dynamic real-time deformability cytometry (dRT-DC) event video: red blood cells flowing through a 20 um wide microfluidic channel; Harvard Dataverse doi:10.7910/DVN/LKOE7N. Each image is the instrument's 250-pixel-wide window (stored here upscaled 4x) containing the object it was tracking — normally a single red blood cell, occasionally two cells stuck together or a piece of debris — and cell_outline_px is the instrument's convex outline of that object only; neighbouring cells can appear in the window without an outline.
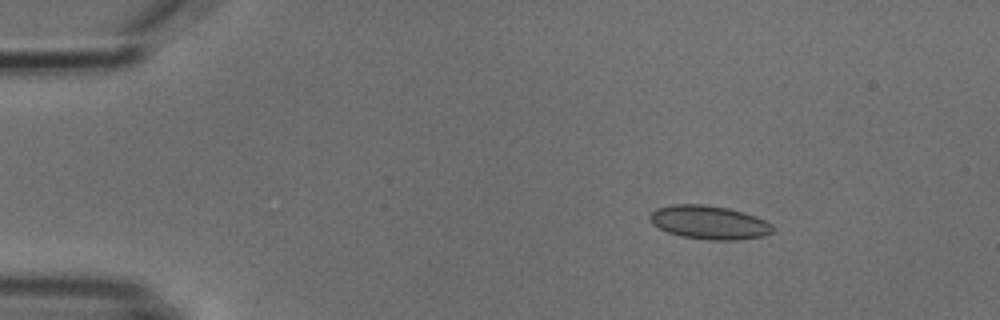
{"species": "common noctule bat (a hibernating species)", "species_latin": "Nyctalus noctula", "temperature_condition": "cold", "stored_images_in_passage": 5, "camera_frame_rate_fps": 3000, "um_per_image_px": 0.085, "animal": {"sex": "male", "body_mass_g": 18.8}, "frame": {"image": 1, "passage_image": 3, "time_ms": 2.333, "image_size_px": [1000, 320], "cell_outline_px": [[772, 232], [768, 236], [736, 240], [708, 240], [680, 236], [668, 232], [652, 224], [648, 216], [656, 208], [672, 204], [704, 204], [728, 208], [744, 212], [756, 216], [772, 224]], "centroid_in_image_um": [60.28, 18.91], "position_along_channel_um": 24.7, "area_um2": 24.28}}